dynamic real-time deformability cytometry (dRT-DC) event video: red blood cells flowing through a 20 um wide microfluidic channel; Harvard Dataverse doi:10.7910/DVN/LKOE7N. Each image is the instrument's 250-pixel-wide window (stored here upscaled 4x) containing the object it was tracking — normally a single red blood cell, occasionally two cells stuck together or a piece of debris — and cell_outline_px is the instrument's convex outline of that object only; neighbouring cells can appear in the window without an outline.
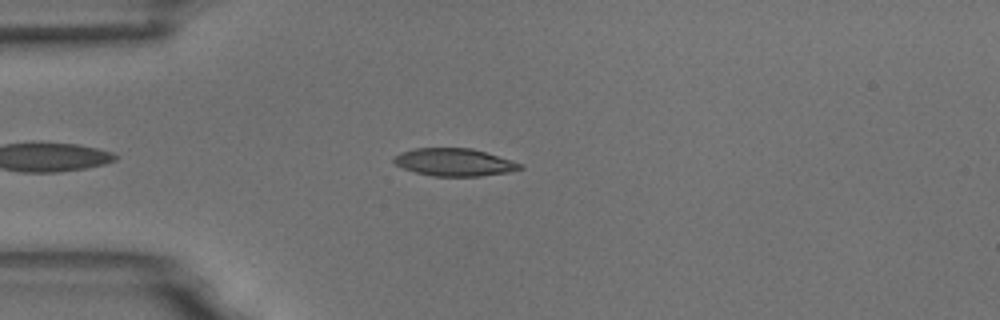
{"species": "common noctule bat (a hibernating species)", "species_latin": "Nyctalus noctula", "temperature_condition": "room temperature", "stored_images_in_passage": 41, "camera_frame_rate_fps": 3000, "um_per_image_px": 0.085, "animal": {"sex": "male", "body_mass_g": 18.8}, "frame": {"image": 1, "passage_image": 6, "time_ms": 1.667, "image_size_px": [1000, 320], "cell_outline_px": [[524, 168], [508, 172], [480, 176], [432, 176], [416, 172], [404, 168], [396, 164], [392, 160], [400, 152], [416, 148], [472, 148], [520, 164]], "centroid_in_image_um": [38.57, 13.79], "position_along_channel_um": 46.4, "area_um2": 19.88}}
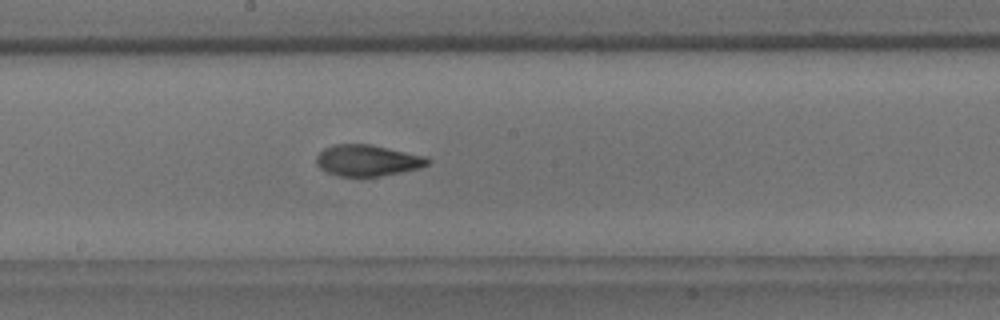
{"frame": {"image": 2, "passage_image": 21, "time_ms": 6.667, "image_size_px": [1000, 320], "cell_outline_px": [[432, 160], [428, 164], [420, 168], [380, 176], [340, 176], [328, 172], [320, 168], [316, 164], [316, 156], [324, 148], [332, 144], [368, 144], [428, 156]], "centroid_in_image_um": [31.25, 13.63], "position_along_channel_um": 217.0, "area_um2": 20.29}}
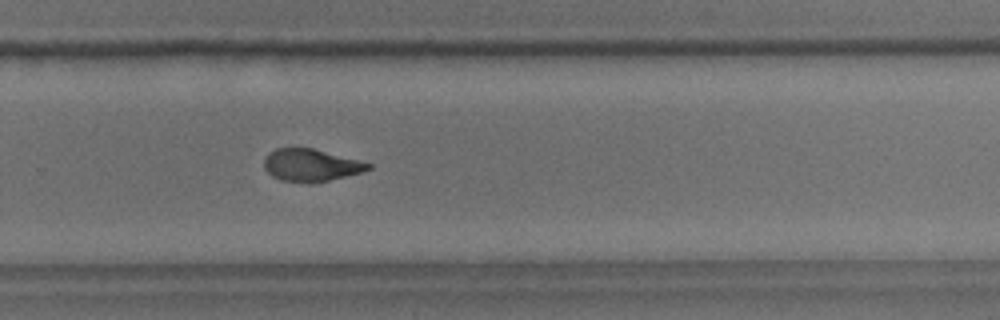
{"frame": {"image": 3, "passage_image": 28, "time_ms": 9.0, "image_size_px": [1000, 320], "cell_outline_px": [[372, 168], [364, 172], [328, 180], [280, 180], [272, 176], [264, 168], [264, 156], [268, 152], [276, 148], [312, 148], [372, 164]], "centroid_in_image_um": [26.41, 14.0], "position_along_channel_um": 303.4, "area_um2": 19.02}, "authors_computed_cell_mechanics": {"area_um2": 20.519, "velocity_mm_per_s": 3.7113, "shape_relaxation_time_tau1_ms": 4.46, "shape_relaxation_time_tau2_ms": 2.2224, "deformation_change_tau1": 0.1497, "deformation_change_tau2": 0.0725}}